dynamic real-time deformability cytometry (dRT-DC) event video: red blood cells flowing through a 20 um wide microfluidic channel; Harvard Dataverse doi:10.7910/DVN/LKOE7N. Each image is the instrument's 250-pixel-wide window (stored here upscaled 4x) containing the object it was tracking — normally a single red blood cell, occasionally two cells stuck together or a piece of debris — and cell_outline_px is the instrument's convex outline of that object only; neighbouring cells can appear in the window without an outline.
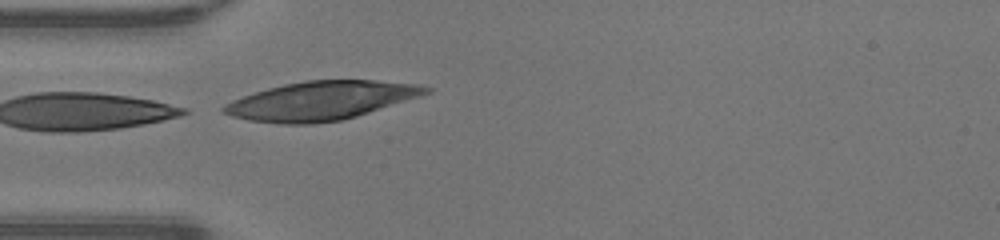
{"species": "human", "species_latin": "Homo sapiens", "temperature_condition": "warm", "stored_images_in_passage": 45, "camera_frame_rate_fps": 3000, "um_per_image_px": 0.085, "donor": {"sex": "male"}, "frame": {"image": 1, "passage_image": 12, "time_ms": 3.667, "image_size_px": [1000, 240], "cell_outline_px": [[432, 92], [420, 96], [356, 116], [340, 120], [312, 124], [280, 124], [248, 120], [232, 116], [224, 112], [220, 108], [224, 104], [232, 100], [268, 88], [284, 84], [304, 80], [376, 80], [420, 84], [432, 88]], "centroid_in_image_um": [27.3, 8.55], "position_along_channel_um": 57.7, "area_um2": 45.43}}
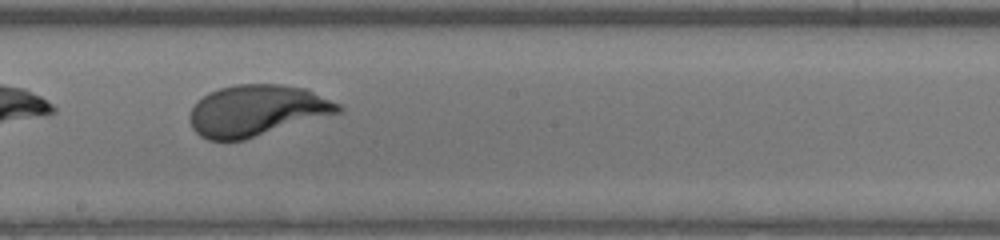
{"frame": {"image": 2, "passage_image": 24, "time_ms": 7.667, "image_size_px": [1000, 240], "cell_outline_px": [[344, 112], [244, 140], [208, 140], [200, 136], [192, 128], [188, 116], [192, 108], [208, 92], [220, 88], [236, 84], [280, 84], [308, 88], [340, 104], [344, 108]], "centroid_in_image_um": [21.88, 9.39], "position_along_channel_um": 226.3, "area_um2": 44.68}}
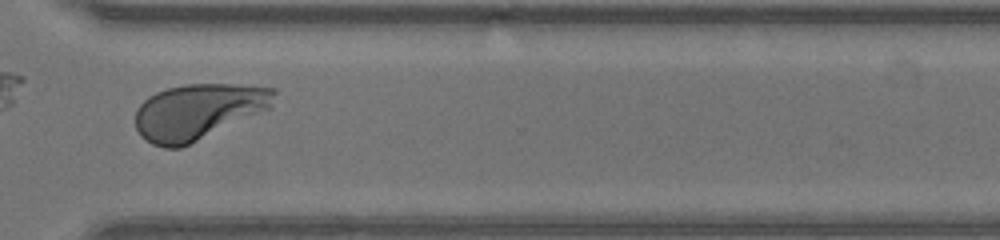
{"frame": {"image": 3, "passage_image": 33, "time_ms": 10.667, "image_size_px": [1000, 240], "cell_outline_px": [[276, 92], [268, 108], [180, 148], [164, 148], [152, 144], [140, 136], [136, 128], [136, 108], [148, 96], [156, 92], [168, 88], [184, 84], [236, 84], [276, 88]], "centroid_in_image_um": [16.77, 9.47], "position_along_channel_um": 353.8, "area_um2": 44.45}, "authors_computed_cell_mechanics": {"area_um2": 45.373, "velocity_mm_per_s": 4.2647, "shape_relaxation_time_tau1_ms": 2.1382, "shape_relaxation_time_tau2_ms": null, "deformation_change_tau1": 0.1813, "deformation_change_tau2": null}}